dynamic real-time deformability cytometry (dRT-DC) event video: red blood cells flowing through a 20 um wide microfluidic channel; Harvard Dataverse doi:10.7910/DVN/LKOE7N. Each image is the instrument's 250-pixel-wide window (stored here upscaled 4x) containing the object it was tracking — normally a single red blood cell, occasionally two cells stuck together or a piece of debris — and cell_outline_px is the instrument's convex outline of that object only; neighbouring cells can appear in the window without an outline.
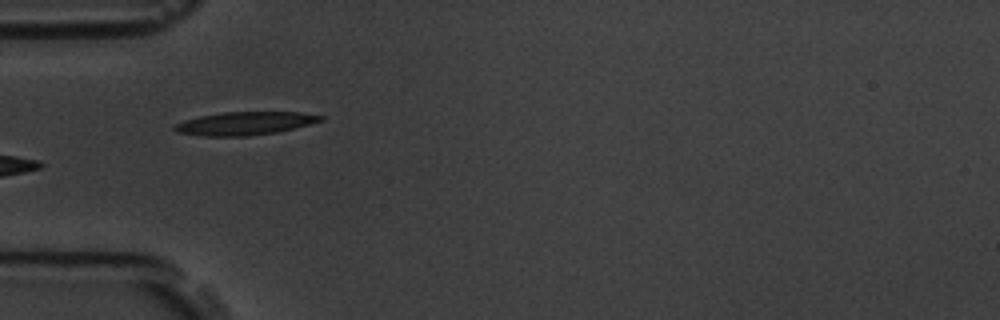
{"species": "common noctule bat (a hibernating species)", "species_latin": "Nyctalus noctula", "temperature_condition": "room temperature", "stored_images_in_passage": 7, "camera_frame_rate_fps": 3000, "um_per_image_px": 0.085, "animal": {"sex": "male", "body_mass_g": 19.5, "forearm_length_mm": 54.6}, "frame": {"image": 1, "passage_image": 6, "time_ms": 6.667, "image_size_px": [1000, 320], "cell_outline_px": [[324, 120], [276, 132], [248, 136], [204, 136], [176, 132], [172, 128], [176, 124], [184, 120], [200, 116], [224, 112], [300, 112], [324, 116]], "centroid_in_image_um": [20.79, 10.48], "position_along_channel_um": 64.2, "area_um2": 19.54}}
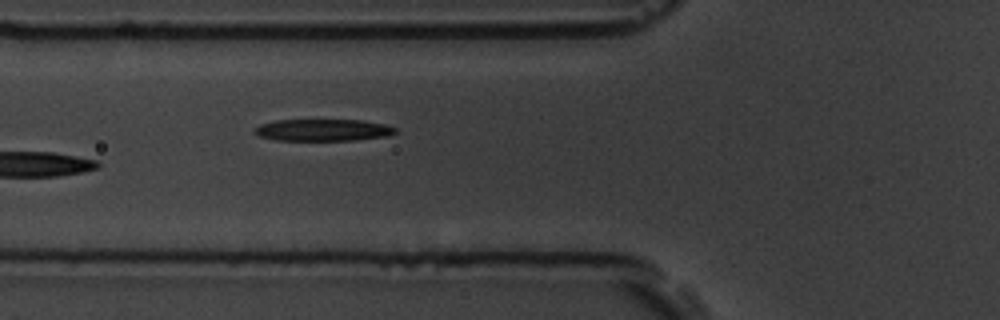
{"frame": {"image": 2, "passage_image": 7, "time_ms": 7.667, "image_size_px": [1000, 320], "cell_outline_px": [[396, 132], [388, 136], [356, 140], [276, 140], [260, 136], [252, 132], [252, 128], [260, 124], [276, 120], [364, 120], [384, 124], [396, 128]], "centroid_in_image_um": [27.43, 11.05], "position_along_channel_um": 98.4, "area_um2": 18.03}}